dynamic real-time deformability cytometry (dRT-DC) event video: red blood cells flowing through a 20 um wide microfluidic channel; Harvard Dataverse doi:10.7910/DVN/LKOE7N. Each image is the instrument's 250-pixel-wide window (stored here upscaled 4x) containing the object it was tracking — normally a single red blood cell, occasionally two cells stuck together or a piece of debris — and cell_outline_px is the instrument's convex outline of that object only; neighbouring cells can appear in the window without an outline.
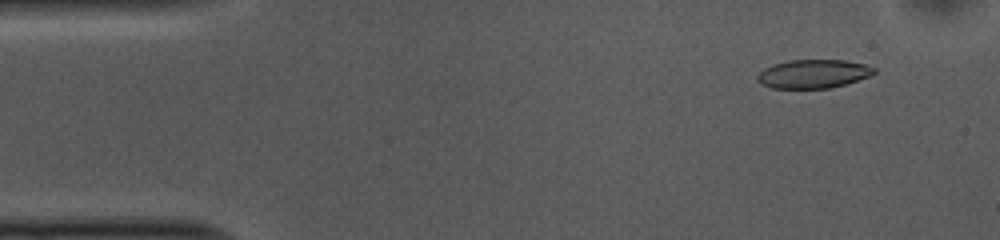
{"species": "common noctule bat (a hibernating species)", "species_latin": "Nyctalus noctula", "temperature_condition": "cold", "stored_images_in_passage": 37, "camera_frame_rate_fps": 3000, "um_per_image_px": 0.085, "animal": {"sex": "female", "body_mass_g": 10.0, "forearm_length_mm": 53.1}, "frame": {"image": 1, "passage_image": 4, "time_ms": 1.0, "image_size_px": [1000, 240], "cell_outline_px": [[876, 72], [872, 76], [832, 88], [772, 88], [760, 84], [756, 80], [756, 76], [764, 68], [772, 64], [788, 60], [844, 60], [864, 64], [876, 68]], "centroid_in_image_um": [69.13, 6.28], "position_along_channel_um": 15.9, "area_um2": 19.71}}
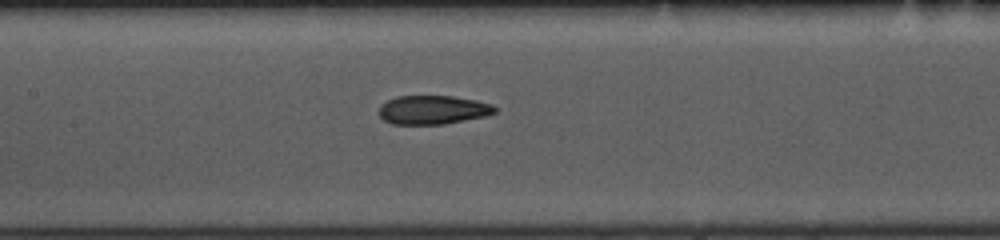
{"frame": {"image": 2, "passage_image": 23, "time_ms": 7.333, "image_size_px": [1000, 240], "cell_outline_px": [[496, 112], [484, 116], [444, 124], [392, 124], [384, 120], [380, 116], [380, 104], [396, 96], [452, 96], [476, 100], [492, 104], [496, 108]], "centroid_in_image_um": [36.78, 9.33], "position_along_channel_um": 170.6, "area_um2": 19.36}}
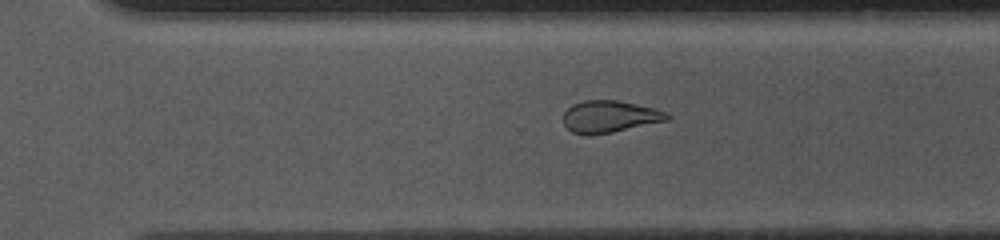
{"frame": {"image": 3, "passage_image": 35, "time_ms": 11.333, "image_size_px": [1000, 240], "cell_outline_px": [[672, 116], [668, 120], [612, 132], [592, 136], [588, 136], [572, 132], [564, 124], [564, 112], [572, 104], [584, 100], [620, 100], [656, 108], [668, 112]], "centroid_in_image_um": [51.84, 9.9], "position_along_channel_um": 318.8, "area_um2": 19.59}}